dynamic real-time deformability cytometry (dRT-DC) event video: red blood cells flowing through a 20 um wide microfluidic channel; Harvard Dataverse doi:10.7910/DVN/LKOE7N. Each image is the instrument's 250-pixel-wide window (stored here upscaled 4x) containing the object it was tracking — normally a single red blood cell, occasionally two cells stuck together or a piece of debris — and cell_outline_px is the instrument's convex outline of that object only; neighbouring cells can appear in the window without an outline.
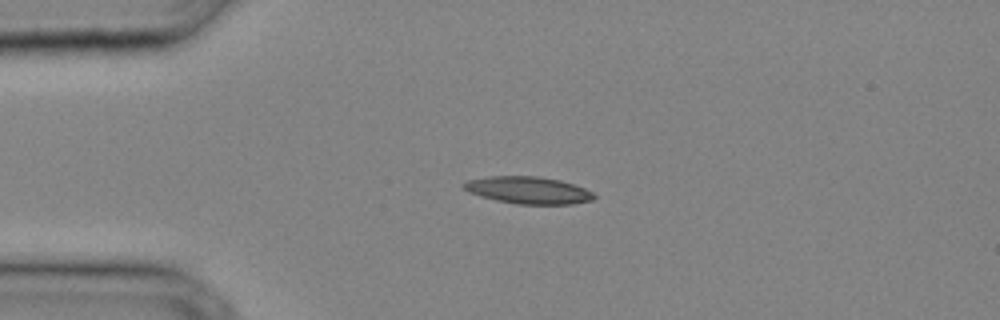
{"species": "common noctule bat (a hibernating species)", "species_latin": "Nyctalus noctula", "temperature_condition": "cold", "stored_images_in_passage": 27, "camera_frame_rate_fps": 3000, "um_per_image_px": 0.085, "animal": {"sex": "male", "body_mass_g": 20.4}, "frame": {"image": 1, "passage_image": 1, "time_ms": 0.0, "image_size_px": [1000, 320], "cell_outline_px": [[596, 196], [592, 200], [572, 204], [516, 204], [496, 200], [480, 196], [468, 192], [460, 184], [468, 180], [488, 176], [536, 176], [560, 180], [584, 188], [592, 192]], "centroid_in_image_um": [44.87, 16.16], "position_along_channel_um": 40.1, "area_um2": 20.58}}
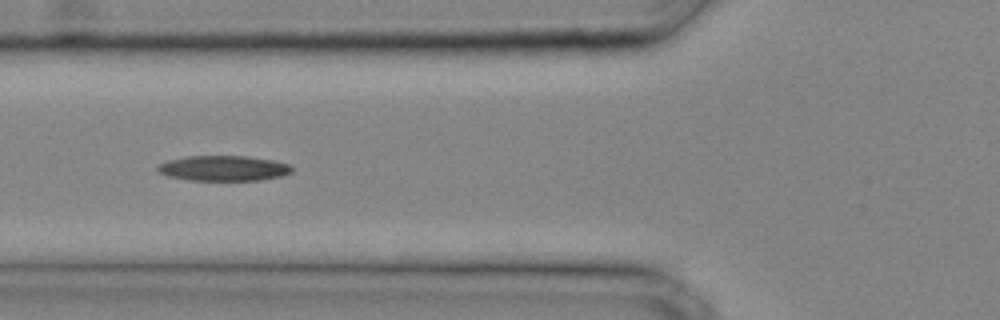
{"frame": {"image": 2, "passage_image": 6, "time_ms": 1.667, "image_size_px": [1000, 320], "cell_outline_px": [[292, 172], [280, 176], [260, 180], [192, 180], [168, 176], [160, 172], [156, 168], [160, 164], [168, 160], [184, 156], [248, 156], [272, 160], [292, 164]], "centroid_in_image_um": [19.03, 14.29], "position_along_channel_um": 106.8, "area_um2": 19.71}}
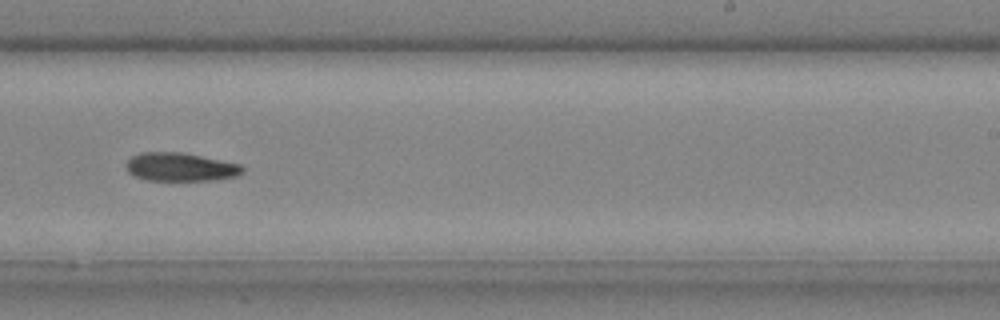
{"frame": {"image": 3, "passage_image": 15, "time_ms": 4.667, "image_size_px": [1000, 320], "cell_outline_px": [[244, 172], [236, 176], [212, 180], [148, 180], [132, 176], [128, 172], [128, 160], [132, 156], [140, 152], [184, 152], [240, 164], [244, 168]], "centroid_in_image_um": [15.35, 14.19], "position_along_channel_um": 273.7, "area_um2": 19.25}}